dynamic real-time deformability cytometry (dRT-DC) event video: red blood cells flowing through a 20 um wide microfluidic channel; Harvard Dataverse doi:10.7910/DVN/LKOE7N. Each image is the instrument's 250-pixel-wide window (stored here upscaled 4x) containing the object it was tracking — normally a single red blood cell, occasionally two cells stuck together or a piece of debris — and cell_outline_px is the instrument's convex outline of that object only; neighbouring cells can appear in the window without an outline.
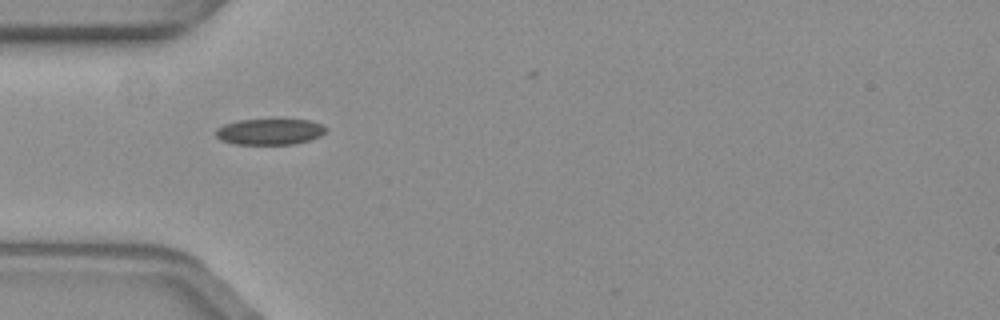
{"species": "common noctule bat (a hibernating species)", "species_latin": "Nyctalus noctula", "temperature_condition": "warm", "stored_images_in_passage": 29, "camera_frame_rate_fps": 3000, "um_per_image_px": 0.085, "animal": {"sex": "female", "body_mass_g": 19.3, "forearm_length_mm": 54.1}, "frame": {"image": 1, "passage_image": 1, "time_ms": 0.0, "image_size_px": [1000, 320], "cell_outline_px": [[328, 128], [320, 136], [308, 140], [292, 144], [236, 144], [220, 140], [216, 136], [216, 128], [224, 124], [236, 120], [276, 116], [312, 120]], "centroid_in_image_um": [22.93, 11.12], "position_along_channel_um": 62.1, "area_um2": 17.69}}
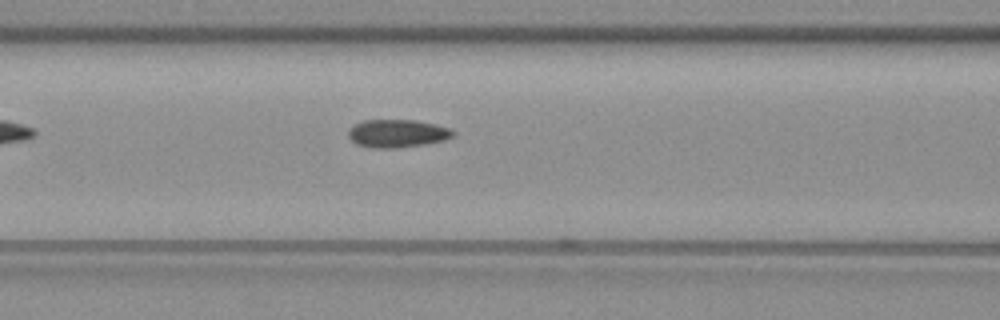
{"frame": {"image": 2, "passage_image": 7, "time_ms": 2.0, "image_size_px": [1000, 320], "cell_outline_px": [[456, 136], [444, 140], [424, 144], [396, 148], [376, 148], [356, 144], [348, 136], [348, 128], [360, 120], [416, 120], [436, 124], [452, 128], [456, 132]], "centroid_in_image_um": [33.8, 11.33], "position_along_channel_um": 132.8, "area_um2": 17.34}}
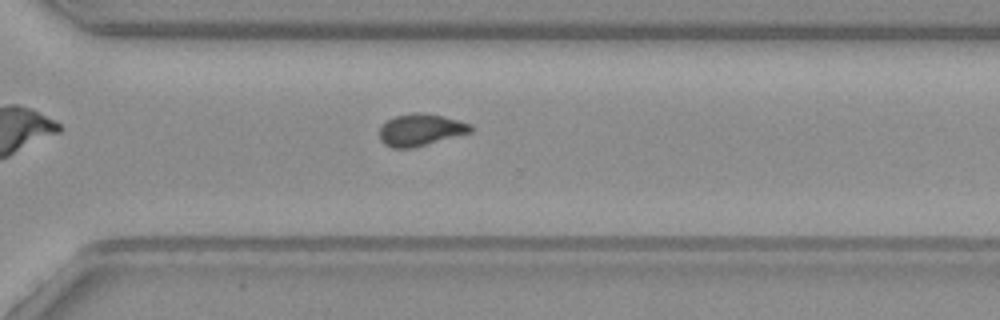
{"frame": {"image": 3, "passage_image": 24, "time_ms": 7.667, "image_size_px": [1000, 320], "cell_outline_px": [[472, 132], [412, 148], [392, 148], [384, 144], [380, 140], [380, 128], [388, 120], [396, 116], [412, 112], [424, 112], [444, 116], [460, 120], [472, 124]], "centroid_in_image_um": [35.77, 11.03], "position_along_channel_um": 334.8, "area_um2": 17.05}}